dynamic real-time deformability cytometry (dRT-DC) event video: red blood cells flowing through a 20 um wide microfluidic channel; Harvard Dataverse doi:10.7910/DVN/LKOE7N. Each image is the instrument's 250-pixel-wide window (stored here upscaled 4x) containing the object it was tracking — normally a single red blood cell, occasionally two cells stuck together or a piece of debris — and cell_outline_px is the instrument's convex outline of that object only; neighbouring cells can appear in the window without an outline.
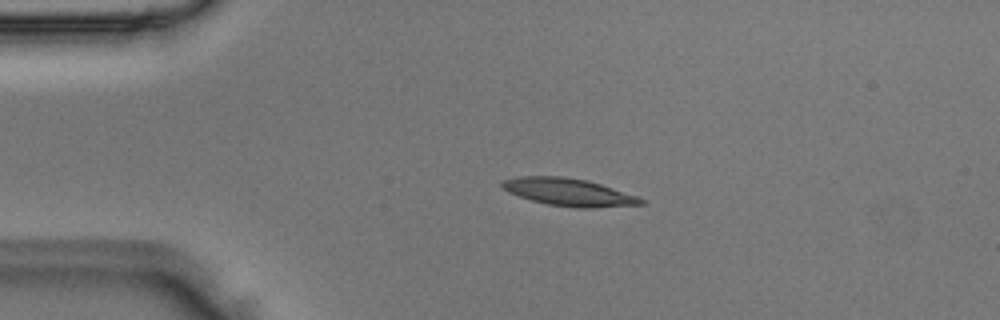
{"species": "Egyptian fruit bat (a non-hibernating species)", "species_latin": "Rousettus aegyptiacus", "temperature_condition": "room temperature", "stored_images_in_passage": 5, "segment_of_instrument_passage": [1, 2], "camera_frame_rate_fps": 3000, "um_per_image_px": 0.085, "animal": {"sex": "male"}, "frame": {"image": 1, "passage_image": 3, "time_ms": 0.667, "image_size_px": [1000, 320], "cell_outline_px": [[644, 204], [592, 208], [580, 208], [548, 204], [532, 200], [508, 192], [500, 184], [500, 180], [520, 176], [564, 176], [584, 180], [600, 184], [636, 196], [644, 200]], "centroid_in_image_um": [48.3, 16.32], "position_along_channel_um": 36.7, "area_um2": 21.96}}